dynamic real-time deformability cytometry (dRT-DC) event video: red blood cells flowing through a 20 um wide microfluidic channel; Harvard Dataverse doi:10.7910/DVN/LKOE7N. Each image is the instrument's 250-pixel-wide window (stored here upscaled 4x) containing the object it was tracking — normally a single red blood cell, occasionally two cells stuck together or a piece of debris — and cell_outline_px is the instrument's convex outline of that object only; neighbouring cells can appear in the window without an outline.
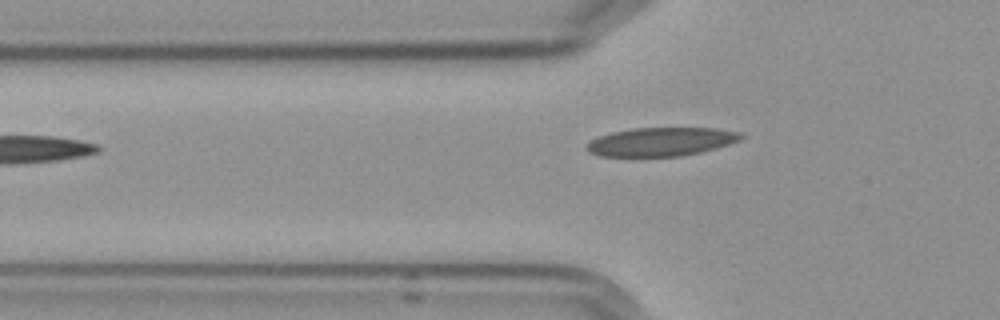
{"species": "Egyptian fruit bat (a non-hibernating species)", "species_latin": "Rousettus aegyptiacus", "temperature_condition": "cold", "stored_images_in_passage": 5, "camera_frame_rate_fps": 3000, "um_per_image_px": 0.085, "frame": {"image": 1, "passage_image": 5, "time_ms": 5.667, "image_size_px": [1000, 320], "cell_outline_px": [[744, 136], [740, 140], [716, 148], [700, 152], [680, 156], [600, 156], [588, 152], [584, 148], [584, 144], [588, 140], [612, 132], [632, 128], [716, 128], [740, 132]], "centroid_in_image_um": [56.14, 12.04], "position_along_channel_um": 69.7, "area_um2": 25.84}}